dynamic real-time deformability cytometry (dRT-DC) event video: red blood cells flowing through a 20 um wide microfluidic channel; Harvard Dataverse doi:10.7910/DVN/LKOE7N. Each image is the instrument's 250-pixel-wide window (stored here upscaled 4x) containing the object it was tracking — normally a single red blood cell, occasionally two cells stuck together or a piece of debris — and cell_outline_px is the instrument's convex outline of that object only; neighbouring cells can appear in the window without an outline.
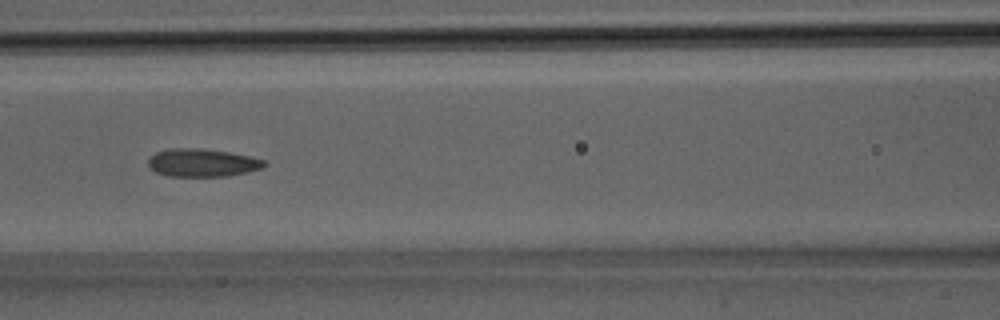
{"species": "Egyptian fruit bat (a non-hibernating species)", "species_latin": "Rousettus aegyptiacus", "temperature_condition": "room temperature", "stored_images_in_passage": 32, "camera_frame_rate_fps": 3000, "um_per_image_px": 0.085, "animal": {"sex": "male"}, "frame": {"image": 1, "passage_image": 14, "time_ms": 4.333, "image_size_px": [1000, 320], "cell_outline_px": [[268, 164], [260, 168], [248, 172], [228, 176], [168, 176], [156, 172], [148, 164], [148, 156], [156, 152], [168, 148], [200, 148], [228, 152], [248, 156], [264, 160]], "centroid_in_image_um": [17.16, 13.83], "position_along_channel_um": 149.4, "area_um2": 18.9}}
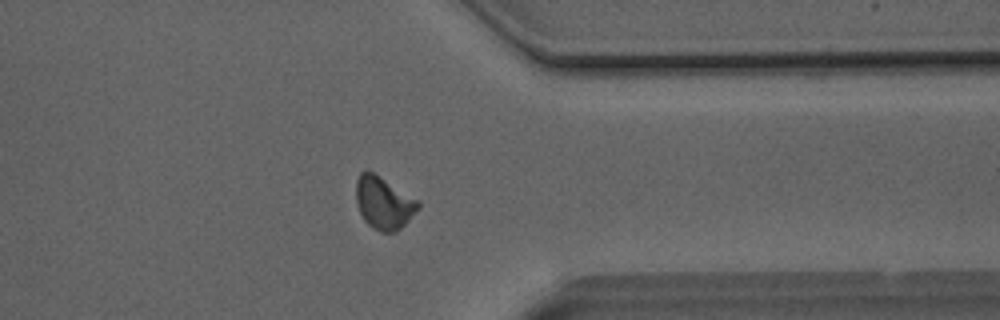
{"frame": {"image": 2, "passage_image": 25, "time_ms": 8.0, "image_size_px": [1000, 320], "cell_outline_px": [[420, 208], [396, 232], [380, 232], [372, 228], [364, 220], [360, 212], [356, 200], [356, 180], [360, 172], [368, 168], [416, 200], [420, 204]], "centroid_in_image_um": [32.57, 17.23], "position_along_channel_um": 378.8, "area_um2": 18.84}}
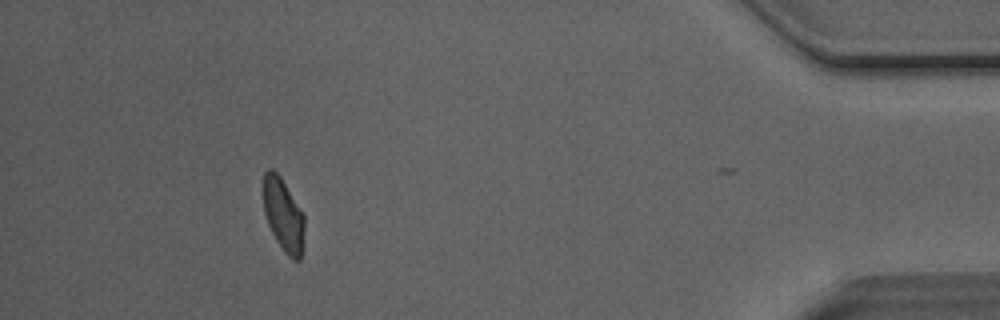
{"frame": {"image": 3, "passage_image": 29, "time_ms": 9.333, "image_size_px": [1000, 320], "cell_outline_px": [[304, 228], [300, 260], [292, 260], [284, 252], [276, 240], [268, 224], [264, 212], [264, 172], [268, 168], [272, 168], [280, 176], [304, 216]], "centroid_in_image_um": [24.07, 18.28], "position_along_channel_um": 411.1, "area_um2": 17.11}}